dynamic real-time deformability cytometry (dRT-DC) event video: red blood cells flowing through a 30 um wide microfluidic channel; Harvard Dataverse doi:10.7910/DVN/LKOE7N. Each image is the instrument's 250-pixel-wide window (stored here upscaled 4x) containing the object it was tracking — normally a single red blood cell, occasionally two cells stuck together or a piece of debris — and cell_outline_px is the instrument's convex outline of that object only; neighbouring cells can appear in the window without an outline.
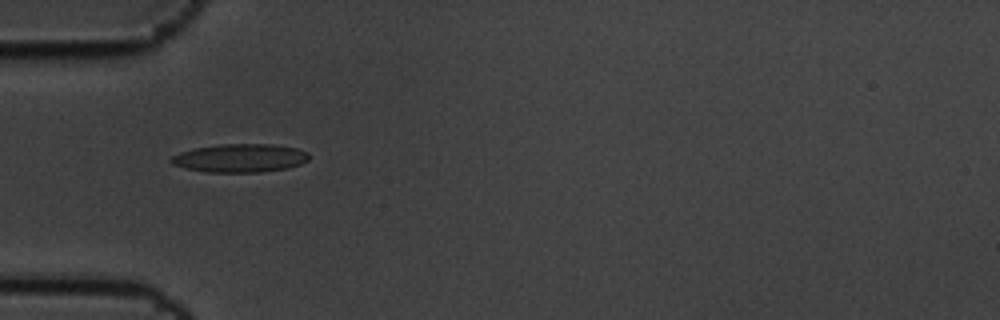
{"species": "common noctule bat (a hibernating species)", "species_latin": "Nyctalus noctula", "temperature_condition": "cold", "stored_images_in_passage": 6, "camera_frame_rate_fps": 3000, "um_per_image_px": 0.085, "animal": {"sex": "male", "body_mass_g": 19.5, "forearm_length_mm": 54.6}, "frame": {"image": 1, "passage_image": 5, "time_ms": 1.333, "image_size_px": [1000, 320], "cell_outline_px": [[308, 160], [300, 164], [288, 168], [260, 172], [204, 172], [184, 168], [172, 164], [168, 160], [172, 156], [180, 152], [196, 148], [220, 144], [272, 144], [296, 148], [308, 152]], "centroid_in_image_um": [20.38, 13.44], "position_along_channel_um": 64.6, "area_um2": 22.83}}
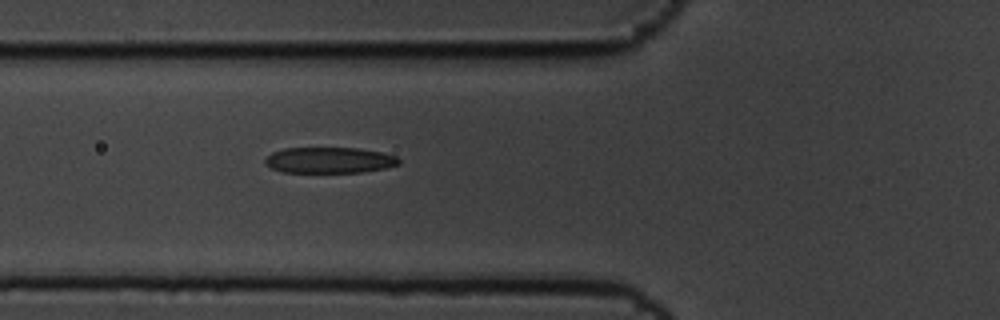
{"frame": {"image": 2, "passage_image": 6, "time_ms": 1.667, "image_size_px": [1000, 320], "cell_outline_px": [[400, 164], [384, 168], [360, 172], [284, 172], [272, 168], [264, 164], [264, 160], [272, 152], [284, 148], [360, 148], [380, 152], [396, 156], [400, 160]], "centroid_in_image_um": [27.98, 13.61], "position_along_channel_um": 97.8, "area_um2": 20.11}}